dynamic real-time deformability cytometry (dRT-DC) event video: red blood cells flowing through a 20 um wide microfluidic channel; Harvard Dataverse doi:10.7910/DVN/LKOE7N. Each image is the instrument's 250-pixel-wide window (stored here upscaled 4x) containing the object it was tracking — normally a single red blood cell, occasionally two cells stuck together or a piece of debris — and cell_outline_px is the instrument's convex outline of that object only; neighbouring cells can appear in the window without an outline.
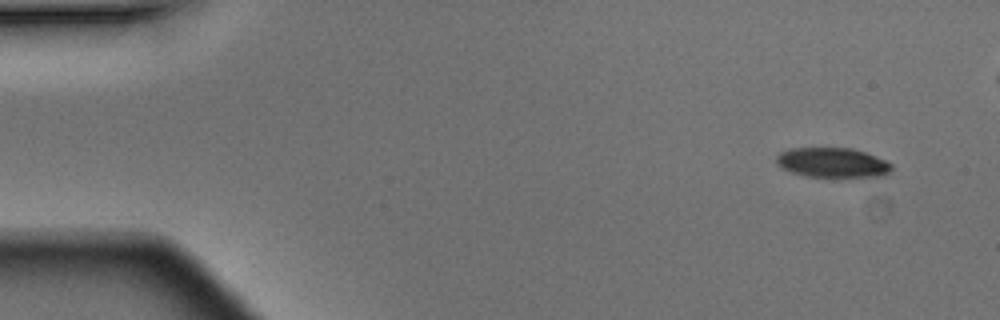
{"species": "Egyptian fruit bat (a non-hibernating species)", "species_latin": "Rousettus aegyptiacus", "temperature_condition": "warm", "stored_images_in_passage": 6, "camera_frame_rate_fps": 3000, "um_per_image_px": 0.085, "animal": {"sex": "male"}, "frame": {"image": 1, "passage_image": 1, "time_ms": 0.0, "image_size_px": [1000, 320], "cell_outline_px": [[892, 168], [884, 176], [808, 176], [792, 172], [776, 164], [776, 156], [780, 152], [792, 148], [852, 148], [864, 152], [884, 160], [892, 164]], "centroid_in_image_um": [70.74, 13.81], "position_along_channel_um": 14.3, "area_um2": 19.59}}
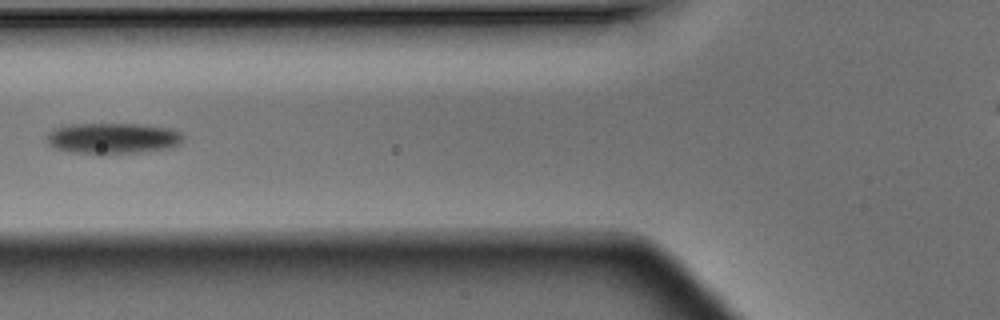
{"frame": {"image": 2, "passage_image": 5, "time_ms": 1.333, "image_size_px": [1000, 320], "cell_outline_px": [[184, 136], [176, 144], [164, 148], [132, 152], [76, 152], [56, 148], [48, 144], [48, 132], [52, 128], [72, 124], [140, 124], [168, 128], [180, 132]], "centroid_in_image_um": [9.53, 11.71], "position_along_channel_um": 116.3, "area_um2": 23.52}}
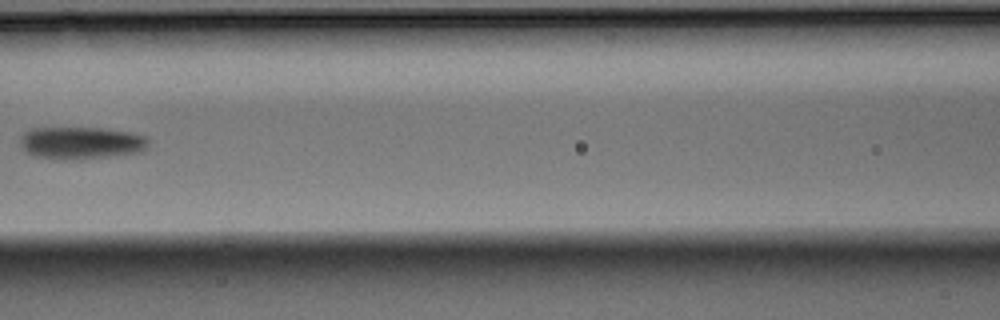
{"frame": {"image": 3, "passage_image": 6, "time_ms": 1.667, "image_size_px": [1000, 320], "cell_outline_px": [[148, 144], [140, 152], [108, 156], [40, 156], [28, 152], [20, 144], [20, 136], [24, 132], [32, 128], [100, 128], [128, 132], [144, 136], [148, 140]], "centroid_in_image_um": [6.9, 12.08], "position_along_channel_um": 159.7, "area_um2": 22.66}}